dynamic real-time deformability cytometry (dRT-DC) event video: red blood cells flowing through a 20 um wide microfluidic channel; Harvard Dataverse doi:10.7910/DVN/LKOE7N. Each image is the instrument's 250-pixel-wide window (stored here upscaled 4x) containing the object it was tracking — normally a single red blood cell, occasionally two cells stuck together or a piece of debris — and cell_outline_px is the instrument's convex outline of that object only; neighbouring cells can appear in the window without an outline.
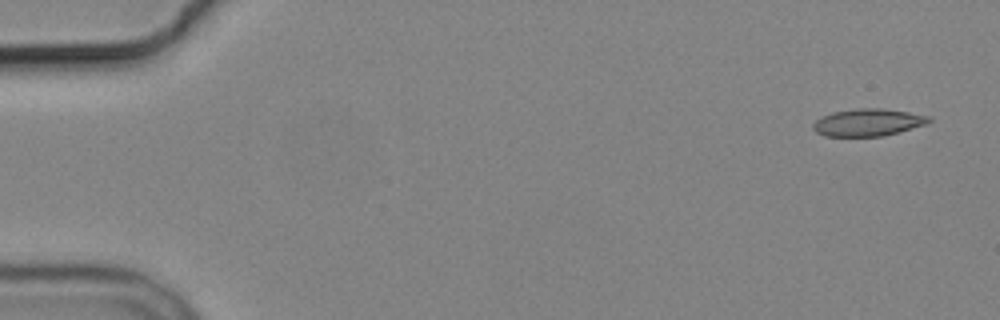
{"species": "common noctule bat (a hibernating species)", "species_latin": "Nyctalus noctula", "temperature_condition": "cold", "stored_images_in_passage": 6, "segment_of_instrument_passage": [2, 2], "camera_frame_rate_fps": 3000, "um_per_image_px": 0.085, "animal": {"sex": "male", "body_mass_g": 19.2, "forearm_length_mm": 51.8}, "frame": {"image": 1, "passage_image": 6, "time_ms": 6.0, "image_size_px": [1000, 320], "cell_outline_px": [[932, 120], [928, 124], [900, 132], [884, 136], [824, 136], [816, 132], [812, 128], [812, 124], [816, 120], [832, 112], [856, 108], [880, 108], [908, 112], [932, 116]], "centroid_in_image_um": [73.82, 10.41], "position_along_channel_um": 11.2, "area_um2": 18.61}}